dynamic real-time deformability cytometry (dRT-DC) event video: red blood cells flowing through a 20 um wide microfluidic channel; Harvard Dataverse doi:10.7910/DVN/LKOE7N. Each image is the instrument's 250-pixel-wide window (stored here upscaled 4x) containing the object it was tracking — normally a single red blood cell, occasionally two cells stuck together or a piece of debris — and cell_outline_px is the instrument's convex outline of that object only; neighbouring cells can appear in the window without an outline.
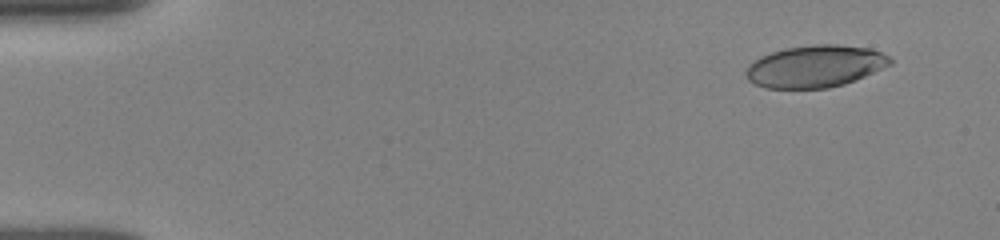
{"species": "human", "species_latin": "Homo sapiens", "temperature_condition": "room temperature", "stored_images_in_passage": 16, "camera_frame_rate_fps": 3000, "um_per_image_px": 0.085, "donor": {"sex": "female"}, "frame": {"image": 1, "passage_image": 2, "time_ms": 0.667, "image_size_px": [1000, 240], "cell_outline_px": [[892, 64], [856, 80], [844, 84], [828, 88], [764, 88], [748, 80], [744, 72], [748, 64], [760, 56], [784, 48], [812, 44], [836, 44], [868, 48], [880, 52], [888, 56], [892, 60]], "centroid_in_image_um": [69.26, 5.63], "position_along_channel_um": 15.7, "area_um2": 35.49}}
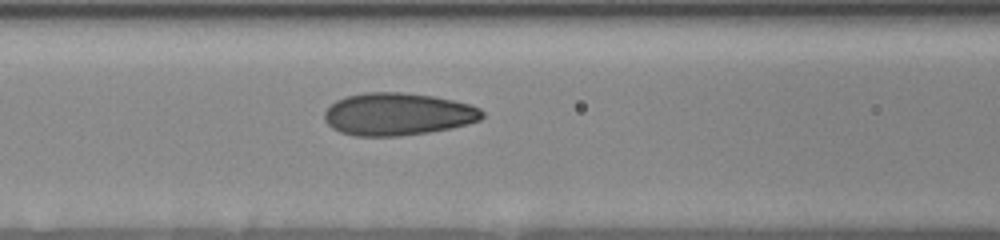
{"frame": {"image": 2, "passage_image": 10, "time_ms": 6.667, "image_size_px": [1000, 240], "cell_outline_px": [[484, 116], [480, 120], [468, 124], [452, 128], [428, 132], [400, 136], [356, 136], [340, 132], [332, 128], [324, 120], [324, 112], [336, 100], [348, 96], [364, 92], [404, 92], [432, 96], [452, 100], [468, 104], [480, 108], [484, 112]], "centroid_in_image_um": [33.81, 9.7], "position_along_channel_um": 132.8, "area_um2": 39.13}}
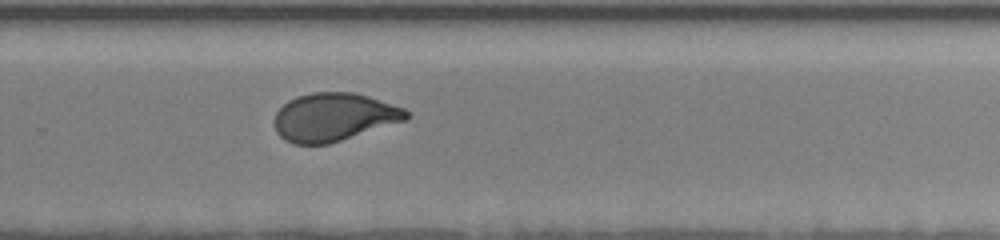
{"frame": {"image": 3, "passage_image": 16, "time_ms": 11.0, "image_size_px": [1000, 240], "cell_outline_px": [[412, 116], [408, 120], [328, 144], [292, 144], [284, 140], [276, 132], [276, 112], [288, 100], [296, 96], [312, 92], [352, 92], [368, 96], [404, 108]], "centroid_in_image_um": [28.4, 9.95], "position_along_channel_um": 301.4, "area_um2": 37.05}}